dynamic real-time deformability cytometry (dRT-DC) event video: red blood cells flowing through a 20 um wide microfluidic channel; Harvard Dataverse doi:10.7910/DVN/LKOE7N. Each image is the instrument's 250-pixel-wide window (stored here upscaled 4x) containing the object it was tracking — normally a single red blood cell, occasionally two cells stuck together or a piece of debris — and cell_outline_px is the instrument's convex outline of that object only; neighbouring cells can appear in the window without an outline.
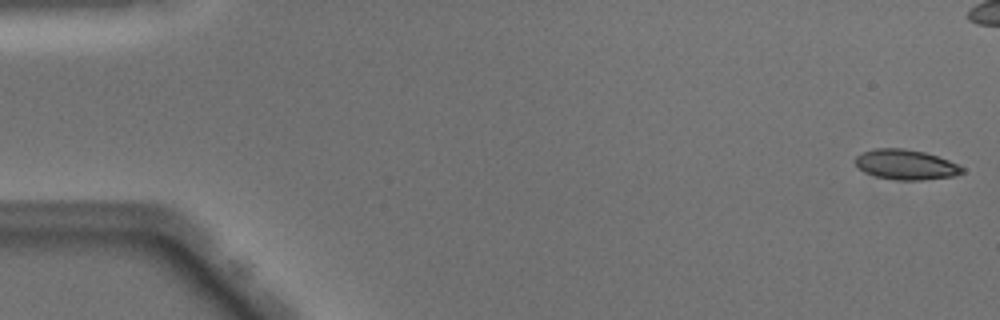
{"species": "Egyptian fruit bat (a non-hibernating species)", "species_latin": "Rousettus aegyptiacus", "temperature_condition": "warm", "stored_images_in_passage": 51, "camera_frame_rate_fps": 3000, "um_per_image_px": 0.085, "animal": {"sex": "male"}, "frame": {"image": 1, "passage_image": 1, "time_ms": 0.0, "image_size_px": [1000, 320], "cell_outline_px": [[964, 172], [956, 176], [924, 180], [896, 180], [876, 176], [864, 172], [852, 160], [856, 156], [864, 152], [876, 148], [904, 148], [924, 152], [948, 160], [964, 168]], "centroid_in_image_um": [76.99, 14.0], "position_along_channel_um": 8.0, "area_um2": 18.73}}
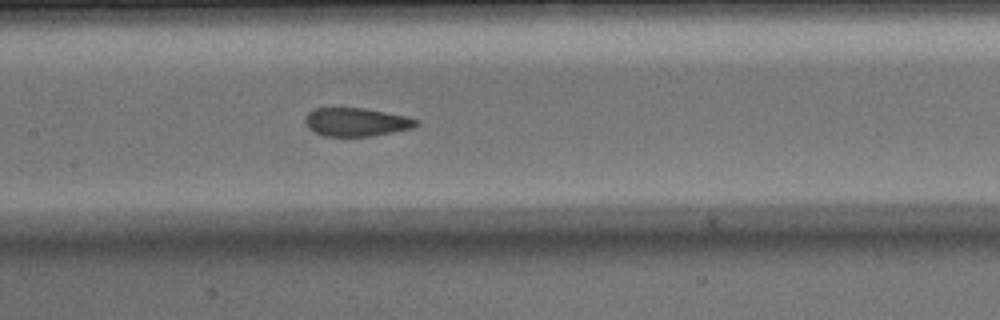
{"frame": {"image": 2, "passage_image": 24, "time_ms": 7.667, "image_size_px": [1000, 320], "cell_outline_px": [[420, 124], [412, 128], [372, 136], [324, 136], [308, 128], [304, 120], [304, 116], [308, 112], [316, 108], [364, 108], [408, 116], [420, 120]], "centroid_in_image_um": [30.3, 10.37], "position_along_channel_um": 177.1, "area_um2": 18.5}}
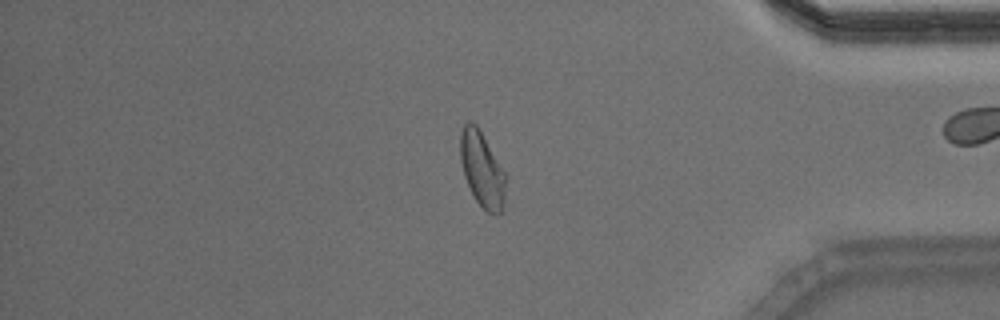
{"frame": {"image": 3, "passage_image": 42, "time_ms": 13.667, "image_size_px": [1000, 320], "cell_outline_px": [[504, 208], [496, 216], [488, 212], [476, 200], [464, 176], [460, 160], [460, 132], [464, 124], [468, 120], [472, 120], [480, 128], [504, 172]], "centroid_in_image_um": [40.94, 14.34], "position_along_channel_um": 394.3, "area_um2": 19.77}, "authors_computed_cell_mechanics": {"area_um2": 19.4208, "velocity_mm_per_s": 4.0594, "shape_relaxation_time_tau1_ms": 8.9171, "shape_relaxation_time_tau2_ms": 0.9916, "deformation_change_tau1": 0.2204, "deformation_change_tau2": 0.0604}}